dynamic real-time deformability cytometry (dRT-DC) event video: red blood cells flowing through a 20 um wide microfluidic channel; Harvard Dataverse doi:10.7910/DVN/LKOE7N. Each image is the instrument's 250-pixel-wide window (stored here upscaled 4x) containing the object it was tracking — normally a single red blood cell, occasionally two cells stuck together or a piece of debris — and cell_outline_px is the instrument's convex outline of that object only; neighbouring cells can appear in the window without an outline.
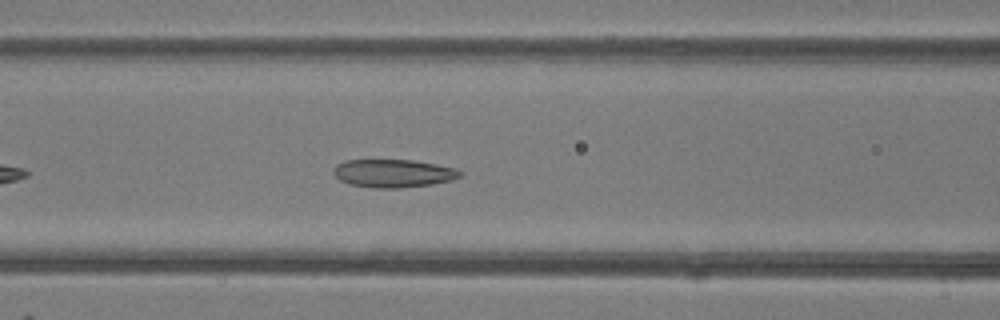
{"species": "common noctule bat (a hibernating species)", "species_latin": "Nyctalus noctula", "temperature_condition": "room temperature", "stored_images_in_passage": 29, "camera_frame_rate_fps": 3000, "um_per_image_px": 0.085, "animal": {"sex": "female"}, "frame": {"image": 1, "passage_image": 9, "time_ms": 2.667, "image_size_px": [1000, 320], "cell_outline_px": [[464, 172], [460, 176], [452, 180], [432, 184], [400, 188], [372, 188], [348, 184], [340, 180], [332, 172], [336, 164], [344, 160], [412, 160], [436, 164], [456, 168]], "centroid_in_image_um": [33.42, 14.73], "position_along_channel_um": 133.2, "area_um2": 20.87}}
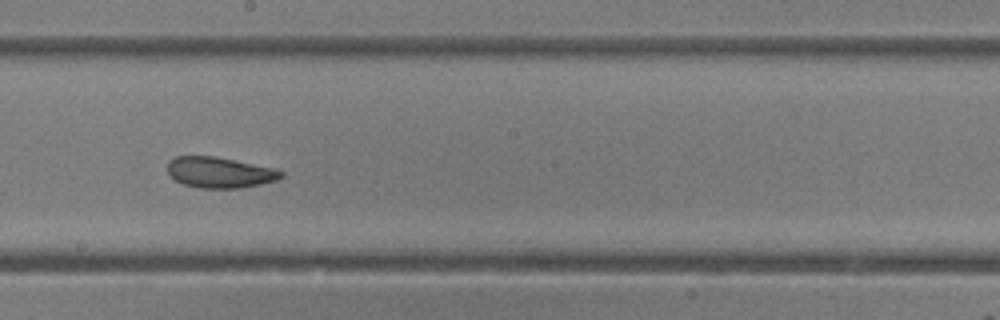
{"frame": {"image": 2, "passage_image": 16, "time_ms": 5.0, "image_size_px": [1000, 320], "cell_outline_px": [[284, 176], [276, 180], [260, 184], [240, 188], [200, 188], [184, 184], [176, 180], [168, 172], [168, 160], [176, 156], [216, 156], [276, 168], [284, 172]], "centroid_in_image_um": [18.7, 14.64], "position_along_channel_um": 229.5, "area_um2": 20.46}}
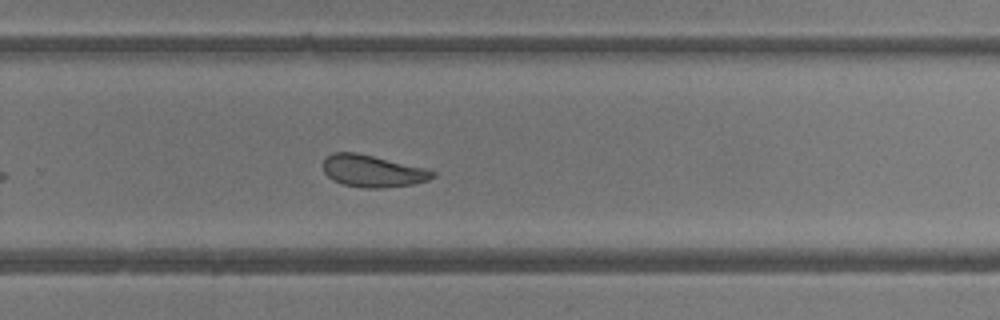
{"frame": {"image": 3, "passage_image": 21, "time_ms": 6.667, "image_size_px": [1000, 320], "cell_outline_px": [[436, 176], [428, 180], [412, 184], [384, 188], [364, 188], [344, 184], [332, 180], [324, 172], [324, 160], [332, 152], [356, 152], [424, 168], [436, 172]], "centroid_in_image_um": [31.67, 14.54], "position_along_channel_um": 298.1, "area_um2": 20.23}, "authors_computed_cell_mechanics": {"area_um2": 20.9236, "velocity_mm_per_s": 4.1394, "shape_relaxation_time_tau1_ms": 5.1691, "shape_relaxation_time_tau2_ms": 2.1022, "deformation_change_tau1": 0.1284, "deformation_change_tau2": 0.0892}}